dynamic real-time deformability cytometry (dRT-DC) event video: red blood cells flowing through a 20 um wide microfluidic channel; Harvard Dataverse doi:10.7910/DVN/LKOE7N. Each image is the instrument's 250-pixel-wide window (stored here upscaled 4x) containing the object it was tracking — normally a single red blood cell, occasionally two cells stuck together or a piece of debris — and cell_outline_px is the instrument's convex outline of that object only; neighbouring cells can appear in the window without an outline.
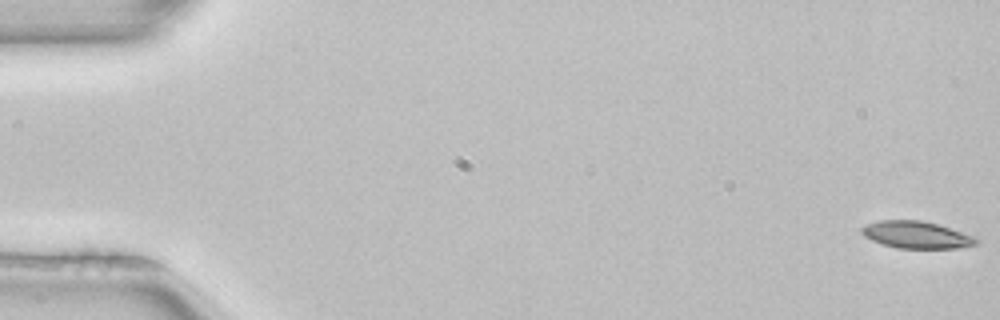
{"species": "common noctule bat (a hibernating species)", "species_latin": "Nyctalus noctula", "temperature_condition": "room temperature", "stored_images_in_passage": 5, "camera_frame_rate_fps": 3000, "um_per_image_px": 0.085, "animal": {"sex": "female", "body_mass_g": 22.7, "forearm_length_mm": 54.2}, "frame": {"image": 1, "passage_image": 1, "time_ms": 0.0, "image_size_px": [1000, 320], "cell_outline_px": [[980, 240], [976, 244], [960, 248], [896, 248], [872, 240], [864, 236], [860, 232], [860, 228], [868, 224], [880, 220], [920, 220], [936, 224], [972, 236]], "centroid_in_image_um": [77.86, 19.96], "position_along_channel_um": 7.1, "area_um2": 17.8}}
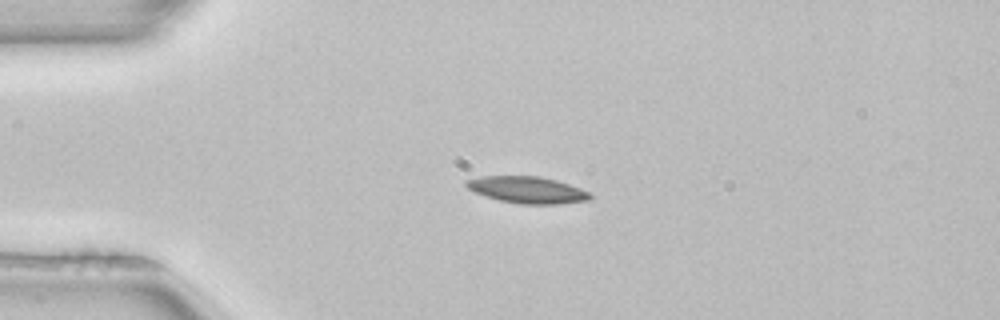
{"frame": {"image": 2, "passage_image": 4, "time_ms": 1.0, "image_size_px": [1000, 320], "cell_outline_px": [[592, 196], [588, 200], [560, 204], [520, 204], [500, 200], [472, 192], [464, 184], [464, 180], [480, 176], [540, 176], [556, 180], [580, 188], [588, 192]], "centroid_in_image_um": [44.77, 16.13], "position_along_channel_um": 40.2, "area_um2": 19.31}}